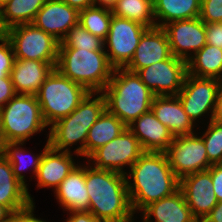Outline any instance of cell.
Segmentation results:
<instances>
[{"instance_id": "obj_1", "label": "cell", "mask_w": 222, "mask_h": 222, "mask_svg": "<svg viewBox=\"0 0 222 222\" xmlns=\"http://www.w3.org/2000/svg\"><path fill=\"white\" fill-rule=\"evenodd\" d=\"M127 189L133 212L171 196L180 187V179L171 169L166 152H144L131 166Z\"/></svg>"}, {"instance_id": "obj_2", "label": "cell", "mask_w": 222, "mask_h": 222, "mask_svg": "<svg viewBox=\"0 0 222 222\" xmlns=\"http://www.w3.org/2000/svg\"><path fill=\"white\" fill-rule=\"evenodd\" d=\"M127 176L118 172L85 167L89 212L106 222H129L133 210L127 189Z\"/></svg>"}, {"instance_id": "obj_3", "label": "cell", "mask_w": 222, "mask_h": 222, "mask_svg": "<svg viewBox=\"0 0 222 222\" xmlns=\"http://www.w3.org/2000/svg\"><path fill=\"white\" fill-rule=\"evenodd\" d=\"M106 110L126 126L151 110L154 94L140 77L125 68H114L108 85L101 92Z\"/></svg>"}, {"instance_id": "obj_4", "label": "cell", "mask_w": 222, "mask_h": 222, "mask_svg": "<svg viewBox=\"0 0 222 222\" xmlns=\"http://www.w3.org/2000/svg\"><path fill=\"white\" fill-rule=\"evenodd\" d=\"M55 68L71 81L97 94L108 85L114 71L106 51L78 48H59Z\"/></svg>"}, {"instance_id": "obj_5", "label": "cell", "mask_w": 222, "mask_h": 222, "mask_svg": "<svg viewBox=\"0 0 222 222\" xmlns=\"http://www.w3.org/2000/svg\"><path fill=\"white\" fill-rule=\"evenodd\" d=\"M94 94L95 92H89L70 115L51 125L48 140L52 148L70 152L68 146L80 141L79 143H82V145L80 144L74 152L78 156H85L88 131L106 110L103 93L92 99Z\"/></svg>"}, {"instance_id": "obj_6", "label": "cell", "mask_w": 222, "mask_h": 222, "mask_svg": "<svg viewBox=\"0 0 222 222\" xmlns=\"http://www.w3.org/2000/svg\"><path fill=\"white\" fill-rule=\"evenodd\" d=\"M46 126L36 95L16 94L0 108L2 143H24Z\"/></svg>"}, {"instance_id": "obj_7", "label": "cell", "mask_w": 222, "mask_h": 222, "mask_svg": "<svg viewBox=\"0 0 222 222\" xmlns=\"http://www.w3.org/2000/svg\"><path fill=\"white\" fill-rule=\"evenodd\" d=\"M88 93L85 87L54 68L36 94L46 124L52 125L70 115Z\"/></svg>"}, {"instance_id": "obj_8", "label": "cell", "mask_w": 222, "mask_h": 222, "mask_svg": "<svg viewBox=\"0 0 222 222\" xmlns=\"http://www.w3.org/2000/svg\"><path fill=\"white\" fill-rule=\"evenodd\" d=\"M4 33L12 44L15 59L48 62L56 67L60 42L52 35L32 23L12 26Z\"/></svg>"}, {"instance_id": "obj_9", "label": "cell", "mask_w": 222, "mask_h": 222, "mask_svg": "<svg viewBox=\"0 0 222 222\" xmlns=\"http://www.w3.org/2000/svg\"><path fill=\"white\" fill-rule=\"evenodd\" d=\"M144 153L138 139L126 127L121 134L95 150L88 158L94 167L127 175L123 166H131Z\"/></svg>"}, {"instance_id": "obj_10", "label": "cell", "mask_w": 222, "mask_h": 222, "mask_svg": "<svg viewBox=\"0 0 222 222\" xmlns=\"http://www.w3.org/2000/svg\"><path fill=\"white\" fill-rule=\"evenodd\" d=\"M148 28L144 25L112 15L109 33L104 40L110 53L106 51L108 61L114 68H124L133 58L142 34Z\"/></svg>"}, {"instance_id": "obj_11", "label": "cell", "mask_w": 222, "mask_h": 222, "mask_svg": "<svg viewBox=\"0 0 222 222\" xmlns=\"http://www.w3.org/2000/svg\"><path fill=\"white\" fill-rule=\"evenodd\" d=\"M136 74L154 96H175L183 87L187 61L172 55L164 61L139 69Z\"/></svg>"}, {"instance_id": "obj_12", "label": "cell", "mask_w": 222, "mask_h": 222, "mask_svg": "<svg viewBox=\"0 0 222 222\" xmlns=\"http://www.w3.org/2000/svg\"><path fill=\"white\" fill-rule=\"evenodd\" d=\"M166 154L172 171L179 179L192 173L206 171L211 166L202 137L194 133L174 136Z\"/></svg>"}, {"instance_id": "obj_13", "label": "cell", "mask_w": 222, "mask_h": 222, "mask_svg": "<svg viewBox=\"0 0 222 222\" xmlns=\"http://www.w3.org/2000/svg\"><path fill=\"white\" fill-rule=\"evenodd\" d=\"M222 87V81L215 78H199L186 74L183 87L177 94L184 111L194 123L195 120L211 111V119L214 111L217 94Z\"/></svg>"}, {"instance_id": "obj_14", "label": "cell", "mask_w": 222, "mask_h": 222, "mask_svg": "<svg viewBox=\"0 0 222 222\" xmlns=\"http://www.w3.org/2000/svg\"><path fill=\"white\" fill-rule=\"evenodd\" d=\"M168 37L172 55L188 60V52L197 53L206 45L205 23L199 18L184 19L167 23L162 27Z\"/></svg>"}, {"instance_id": "obj_15", "label": "cell", "mask_w": 222, "mask_h": 222, "mask_svg": "<svg viewBox=\"0 0 222 222\" xmlns=\"http://www.w3.org/2000/svg\"><path fill=\"white\" fill-rule=\"evenodd\" d=\"M179 189L183 192L186 203L198 222L203 221L218 203L211 174L207 170L182 177Z\"/></svg>"}, {"instance_id": "obj_16", "label": "cell", "mask_w": 222, "mask_h": 222, "mask_svg": "<svg viewBox=\"0 0 222 222\" xmlns=\"http://www.w3.org/2000/svg\"><path fill=\"white\" fill-rule=\"evenodd\" d=\"M79 23V11L62 0H46L32 24L61 42L70 28Z\"/></svg>"}, {"instance_id": "obj_17", "label": "cell", "mask_w": 222, "mask_h": 222, "mask_svg": "<svg viewBox=\"0 0 222 222\" xmlns=\"http://www.w3.org/2000/svg\"><path fill=\"white\" fill-rule=\"evenodd\" d=\"M172 56L169 40L162 27L148 28L141 36L133 58L124 67L136 73L139 69Z\"/></svg>"}, {"instance_id": "obj_18", "label": "cell", "mask_w": 222, "mask_h": 222, "mask_svg": "<svg viewBox=\"0 0 222 222\" xmlns=\"http://www.w3.org/2000/svg\"><path fill=\"white\" fill-rule=\"evenodd\" d=\"M127 128L138 139L144 152H166L174 135L150 110L134 120Z\"/></svg>"}, {"instance_id": "obj_19", "label": "cell", "mask_w": 222, "mask_h": 222, "mask_svg": "<svg viewBox=\"0 0 222 222\" xmlns=\"http://www.w3.org/2000/svg\"><path fill=\"white\" fill-rule=\"evenodd\" d=\"M151 110L156 118L174 136L193 134V122L190 120L177 95L175 96H154Z\"/></svg>"}, {"instance_id": "obj_20", "label": "cell", "mask_w": 222, "mask_h": 222, "mask_svg": "<svg viewBox=\"0 0 222 222\" xmlns=\"http://www.w3.org/2000/svg\"><path fill=\"white\" fill-rule=\"evenodd\" d=\"M53 69L48 62L15 59L10 76L16 94L36 95Z\"/></svg>"}, {"instance_id": "obj_21", "label": "cell", "mask_w": 222, "mask_h": 222, "mask_svg": "<svg viewBox=\"0 0 222 222\" xmlns=\"http://www.w3.org/2000/svg\"><path fill=\"white\" fill-rule=\"evenodd\" d=\"M70 152L59 151L49 146L42 156L35 177L38 187H54L55 189L76 167Z\"/></svg>"}, {"instance_id": "obj_22", "label": "cell", "mask_w": 222, "mask_h": 222, "mask_svg": "<svg viewBox=\"0 0 222 222\" xmlns=\"http://www.w3.org/2000/svg\"><path fill=\"white\" fill-rule=\"evenodd\" d=\"M142 211L143 222H152L151 216L155 217V222H198L180 189L171 196L149 204Z\"/></svg>"}, {"instance_id": "obj_23", "label": "cell", "mask_w": 222, "mask_h": 222, "mask_svg": "<svg viewBox=\"0 0 222 222\" xmlns=\"http://www.w3.org/2000/svg\"><path fill=\"white\" fill-rule=\"evenodd\" d=\"M56 199L70 212L89 211L90 200L85 184V167L78 166L56 189Z\"/></svg>"}, {"instance_id": "obj_24", "label": "cell", "mask_w": 222, "mask_h": 222, "mask_svg": "<svg viewBox=\"0 0 222 222\" xmlns=\"http://www.w3.org/2000/svg\"><path fill=\"white\" fill-rule=\"evenodd\" d=\"M33 199L28 188L13 174L9 161L0 153V205L11 212L28 206Z\"/></svg>"}, {"instance_id": "obj_25", "label": "cell", "mask_w": 222, "mask_h": 222, "mask_svg": "<svg viewBox=\"0 0 222 222\" xmlns=\"http://www.w3.org/2000/svg\"><path fill=\"white\" fill-rule=\"evenodd\" d=\"M127 126L115 115L105 110L88 131L85 157L116 138Z\"/></svg>"}, {"instance_id": "obj_26", "label": "cell", "mask_w": 222, "mask_h": 222, "mask_svg": "<svg viewBox=\"0 0 222 222\" xmlns=\"http://www.w3.org/2000/svg\"><path fill=\"white\" fill-rule=\"evenodd\" d=\"M187 73L199 78H215L222 81V49L204 45L187 60Z\"/></svg>"}, {"instance_id": "obj_27", "label": "cell", "mask_w": 222, "mask_h": 222, "mask_svg": "<svg viewBox=\"0 0 222 222\" xmlns=\"http://www.w3.org/2000/svg\"><path fill=\"white\" fill-rule=\"evenodd\" d=\"M154 17L162 21L156 27L200 15L201 0H153ZM164 21V22H163Z\"/></svg>"}, {"instance_id": "obj_28", "label": "cell", "mask_w": 222, "mask_h": 222, "mask_svg": "<svg viewBox=\"0 0 222 222\" xmlns=\"http://www.w3.org/2000/svg\"><path fill=\"white\" fill-rule=\"evenodd\" d=\"M46 0H8L0 6V28L5 32L8 28L32 23L37 12Z\"/></svg>"}, {"instance_id": "obj_29", "label": "cell", "mask_w": 222, "mask_h": 222, "mask_svg": "<svg viewBox=\"0 0 222 222\" xmlns=\"http://www.w3.org/2000/svg\"><path fill=\"white\" fill-rule=\"evenodd\" d=\"M112 14L138 22L147 28L156 27L153 0H117Z\"/></svg>"}, {"instance_id": "obj_30", "label": "cell", "mask_w": 222, "mask_h": 222, "mask_svg": "<svg viewBox=\"0 0 222 222\" xmlns=\"http://www.w3.org/2000/svg\"><path fill=\"white\" fill-rule=\"evenodd\" d=\"M112 15L110 8L93 5L79 11V24L104 41L109 33Z\"/></svg>"}, {"instance_id": "obj_31", "label": "cell", "mask_w": 222, "mask_h": 222, "mask_svg": "<svg viewBox=\"0 0 222 222\" xmlns=\"http://www.w3.org/2000/svg\"><path fill=\"white\" fill-rule=\"evenodd\" d=\"M59 48H78L89 51H105L104 41L94 36L79 23L72 26Z\"/></svg>"}, {"instance_id": "obj_32", "label": "cell", "mask_w": 222, "mask_h": 222, "mask_svg": "<svg viewBox=\"0 0 222 222\" xmlns=\"http://www.w3.org/2000/svg\"><path fill=\"white\" fill-rule=\"evenodd\" d=\"M19 145H23V143H19V142H15V143H3L2 144V150L1 153L2 155L9 161V163L12 166V171L13 174L15 175V177L21 182L23 183L26 187L27 184H25V175H22V171L23 169L25 170V168L27 167V165L23 166V158L21 155H23V153L25 152L24 150L21 149V147H19ZM49 140H47V143L43 149V152L37 156H33V160H32V166H33V172L35 173V175L37 174L38 171V167L40 165L42 156L44 154V151L49 147ZM26 161V160H25ZM22 164V165H21ZM28 169V168H27Z\"/></svg>"}, {"instance_id": "obj_33", "label": "cell", "mask_w": 222, "mask_h": 222, "mask_svg": "<svg viewBox=\"0 0 222 222\" xmlns=\"http://www.w3.org/2000/svg\"><path fill=\"white\" fill-rule=\"evenodd\" d=\"M202 139L211 165L222 163V124L210 121Z\"/></svg>"}, {"instance_id": "obj_34", "label": "cell", "mask_w": 222, "mask_h": 222, "mask_svg": "<svg viewBox=\"0 0 222 222\" xmlns=\"http://www.w3.org/2000/svg\"><path fill=\"white\" fill-rule=\"evenodd\" d=\"M0 78L10 76L15 55L12 44L5 33L0 35Z\"/></svg>"}, {"instance_id": "obj_35", "label": "cell", "mask_w": 222, "mask_h": 222, "mask_svg": "<svg viewBox=\"0 0 222 222\" xmlns=\"http://www.w3.org/2000/svg\"><path fill=\"white\" fill-rule=\"evenodd\" d=\"M199 18L204 23L222 22V0H201Z\"/></svg>"}, {"instance_id": "obj_36", "label": "cell", "mask_w": 222, "mask_h": 222, "mask_svg": "<svg viewBox=\"0 0 222 222\" xmlns=\"http://www.w3.org/2000/svg\"><path fill=\"white\" fill-rule=\"evenodd\" d=\"M206 44L222 49V22L205 23Z\"/></svg>"}, {"instance_id": "obj_37", "label": "cell", "mask_w": 222, "mask_h": 222, "mask_svg": "<svg viewBox=\"0 0 222 222\" xmlns=\"http://www.w3.org/2000/svg\"><path fill=\"white\" fill-rule=\"evenodd\" d=\"M34 203L31 202L23 209L11 212L8 222H46L34 216Z\"/></svg>"}, {"instance_id": "obj_38", "label": "cell", "mask_w": 222, "mask_h": 222, "mask_svg": "<svg viewBox=\"0 0 222 222\" xmlns=\"http://www.w3.org/2000/svg\"><path fill=\"white\" fill-rule=\"evenodd\" d=\"M207 171L211 174L216 198L218 202H222V163L211 165Z\"/></svg>"}, {"instance_id": "obj_39", "label": "cell", "mask_w": 222, "mask_h": 222, "mask_svg": "<svg viewBox=\"0 0 222 222\" xmlns=\"http://www.w3.org/2000/svg\"><path fill=\"white\" fill-rule=\"evenodd\" d=\"M16 92L14 90L11 76L0 78V108L8 103Z\"/></svg>"}, {"instance_id": "obj_40", "label": "cell", "mask_w": 222, "mask_h": 222, "mask_svg": "<svg viewBox=\"0 0 222 222\" xmlns=\"http://www.w3.org/2000/svg\"><path fill=\"white\" fill-rule=\"evenodd\" d=\"M72 215L67 218L66 222H106L98 219L89 211L70 212Z\"/></svg>"}, {"instance_id": "obj_41", "label": "cell", "mask_w": 222, "mask_h": 222, "mask_svg": "<svg viewBox=\"0 0 222 222\" xmlns=\"http://www.w3.org/2000/svg\"><path fill=\"white\" fill-rule=\"evenodd\" d=\"M202 222H222V202H218Z\"/></svg>"}, {"instance_id": "obj_42", "label": "cell", "mask_w": 222, "mask_h": 222, "mask_svg": "<svg viewBox=\"0 0 222 222\" xmlns=\"http://www.w3.org/2000/svg\"><path fill=\"white\" fill-rule=\"evenodd\" d=\"M212 121L222 124V87L217 94Z\"/></svg>"}, {"instance_id": "obj_43", "label": "cell", "mask_w": 222, "mask_h": 222, "mask_svg": "<svg viewBox=\"0 0 222 222\" xmlns=\"http://www.w3.org/2000/svg\"><path fill=\"white\" fill-rule=\"evenodd\" d=\"M62 1L70 5L72 8L77 9L78 11L84 10L94 5L93 0H62Z\"/></svg>"}, {"instance_id": "obj_44", "label": "cell", "mask_w": 222, "mask_h": 222, "mask_svg": "<svg viewBox=\"0 0 222 222\" xmlns=\"http://www.w3.org/2000/svg\"><path fill=\"white\" fill-rule=\"evenodd\" d=\"M11 211L5 207L0 205V222H8Z\"/></svg>"}, {"instance_id": "obj_45", "label": "cell", "mask_w": 222, "mask_h": 222, "mask_svg": "<svg viewBox=\"0 0 222 222\" xmlns=\"http://www.w3.org/2000/svg\"><path fill=\"white\" fill-rule=\"evenodd\" d=\"M93 1L95 6L96 4L99 3V5L101 4V7H106L111 9L116 4L117 0H93Z\"/></svg>"}, {"instance_id": "obj_46", "label": "cell", "mask_w": 222, "mask_h": 222, "mask_svg": "<svg viewBox=\"0 0 222 222\" xmlns=\"http://www.w3.org/2000/svg\"><path fill=\"white\" fill-rule=\"evenodd\" d=\"M8 0H0V6L3 5Z\"/></svg>"}, {"instance_id": "obj_47", "label": "cell", "mask_w": 222, "mask_h": 222, "mask_svg": "<svg viewBox=\"0 0 222 222\" xmlns=\"http://www.w3.org/2000/svg\"><path fill=\"white\" fill-rule=\"evenodd\" d=\"M2 141H1V138H0V153H1V150H2Z\"/></svg>"}, {"instance_id": "obj_48", "label": "cell", "mask_w": 222, "mask_h": 222, "mask_svg": "<svg viewBox=\"0 0 222 222\" xmlns=\"http://www.w3.org/2000/svg\"><path fill=\"white\" fill-rule=\"evenodd\" d=\"M4 32L2 31V29L0 28V35L3 34Z\"/></svg>"}]
</instances>
